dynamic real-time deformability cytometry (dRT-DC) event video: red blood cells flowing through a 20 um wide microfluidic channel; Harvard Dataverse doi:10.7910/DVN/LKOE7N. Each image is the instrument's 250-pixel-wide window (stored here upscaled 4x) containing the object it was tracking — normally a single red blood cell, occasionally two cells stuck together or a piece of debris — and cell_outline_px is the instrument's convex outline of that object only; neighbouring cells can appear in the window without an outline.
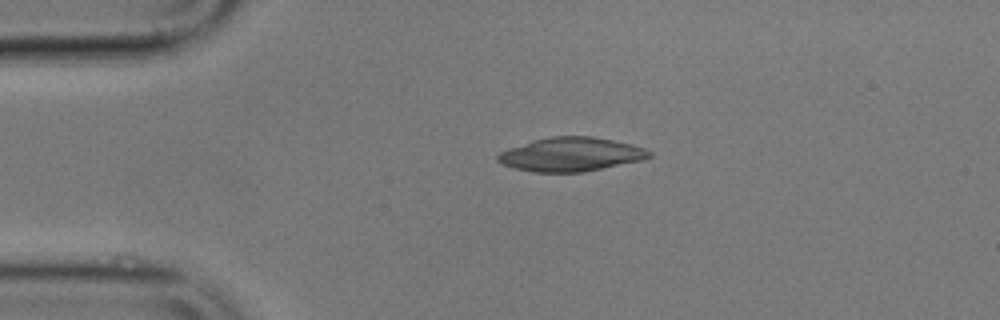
{"species": "common noctule bat (a hibernating species)", "species_latin": "Nyctalus noctula", "temperature_condition": "cold", "stored_images_in_passage": 45, "camera_frame_rate_fps": 3000, "um_per_image_px": 0.085, "animal": {"sex": "male", "body_mass_g": 17.9}, "frame": {"image": 1, "passage_image": 1, "time_ms": 0.0, "image_size_px": [1000, 320], "cell_outline_px": [[652, 156], [644, 160], [584, 172], [536, 172], [512, 168], [500, 164], [496, 160], [496, 156], [500, 152], [508, 148], [532, 140], [552, 136], [592, 136], [632, 144], [644, 148], [652, 152]], "centroid_in_image_um": [48.52, 13.13], "position_along_channel_um": 36.5, "area_um2": 30.17}}
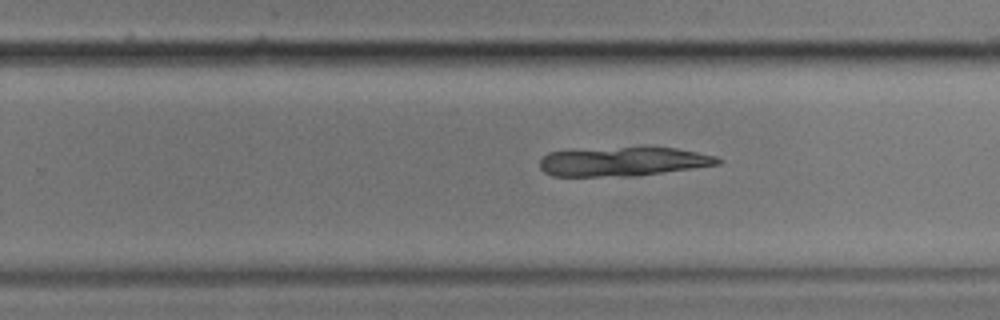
{"frame": {"image": 2, "passage_image": 24, "time_ms": 7.667, "image_size_px": [1000, 320], "cell_outline_px": [[724, 160], [720, 164], [636, 176], [552, 176], [544, 172], [540, 168], [540, 160], [548, 152], [620, 148], [676, 148], [716, 156]], "centroid_in_image_um": [52.98, 13.75], "position_along_channel_um": 276.8, "area_um2": 29.65}}
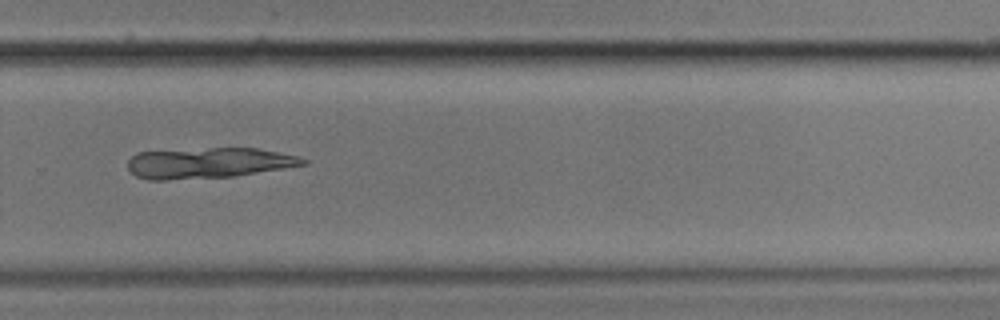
{"frame": {"image": 3, "passage_image": 27, "time_ms": 8.667, "image_size_px": [1000, 320], "cell_outline_px": [[308, 164], [232, 176], [164, 180], [148, 180], [136, 176], [128, 168], [128, 160], [136, 152], [208, 148], [256, 148], [296, 156], [308, 160]], "centroid_in_image_um": [17.67, 13.85], "position_along_channel_um": 312.1, "area_um2": 30.98}}